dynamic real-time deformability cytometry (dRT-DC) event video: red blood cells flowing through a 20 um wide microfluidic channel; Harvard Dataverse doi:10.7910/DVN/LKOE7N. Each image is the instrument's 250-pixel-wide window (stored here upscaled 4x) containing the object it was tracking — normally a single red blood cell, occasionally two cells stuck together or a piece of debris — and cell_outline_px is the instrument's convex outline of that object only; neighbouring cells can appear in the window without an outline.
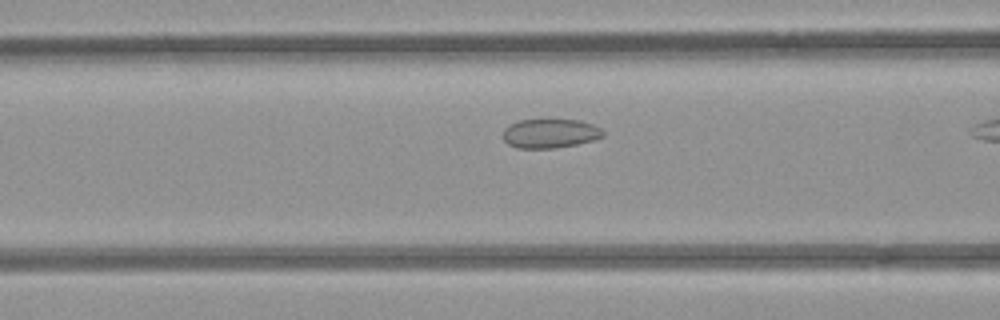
{"species": "common noctule bat (a hibernating species)", "species_latin": "Nyctalus noctula", "temperature_condition": "room temperature", "stored_images_in_passage": 16, "camera_frame_rate_fps": 3000, "um_per_image_px": 0.085, "animal": {"sex": "female", "body_mass_g": 21.9}, "frame": {"image": 1, "passage_image": 12, "time_ms": 3.667, "image_size_px": [1000, 320], "cell_outline_px": [[604, 136], [596, 140], [556, 148], [516, 148], [508, 144], [504, 140], [504, 128], [520, 120], [580, 120], [592, 124], [600, 128], [604, 132]], "centroid_in_image_um": [46.79, 11.35], "position_along_channel_um": 119.8, "area_um2": 16.94}}